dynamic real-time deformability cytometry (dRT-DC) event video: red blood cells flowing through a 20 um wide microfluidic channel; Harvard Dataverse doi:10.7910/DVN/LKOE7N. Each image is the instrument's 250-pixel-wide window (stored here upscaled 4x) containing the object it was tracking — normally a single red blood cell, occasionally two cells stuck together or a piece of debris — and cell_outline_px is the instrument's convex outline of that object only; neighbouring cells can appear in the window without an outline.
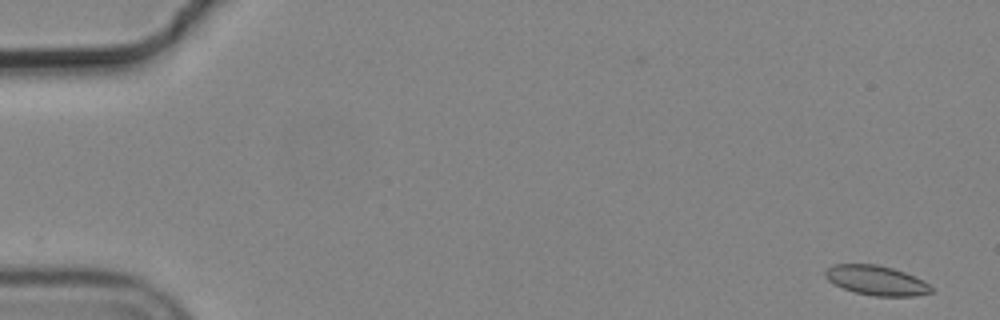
{"species": "common noctule bat (a hibernating species)", "species_latin": "Nyctalus noctula", "temperature_condition": "cold", "stored_images_in_passage": 56, "camera_frame_rate_fps": 3000, "um_per_image_px": 0.085, "animal": {"sex": "male", "body_mass_g": 19.2, "forearm_length_mm": 51.8}, "frame": {"image": 1, "passage_image": 2, "time_ms": 0.333, "image_size_px": [1000, 320], "cell_outline_px": [[932, 292], [912, 296], [872, 296], [856, 292], [844, 288], [828, 280], [824, 276], [824, 272], [832, 264], [876, 264], [892, 268], [904, 272], [928, 284], [932, 288]], "centroid_in_image_um": [74.45, 23.83], "position_along_channel_um": 10.6, "area_um2": 17.98}}
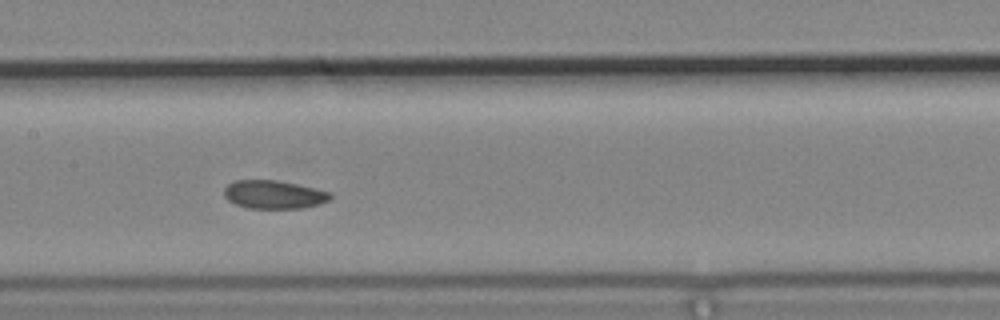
{"frame": {"image": 2, "passage_image": 28, "time_ms": 9.0, "image_size_px": [1000, 320], "cell_outline_px": [[332, 196], [328, 200], [320, 204], [300, 208], [248, 208], [236, 204], [228, 200], [224, 196], [224, 188], [228, 184], [236, 180], [272, 180], [296, 184], [332, 192]], "centroid_in_image_um": [23.27, 16.54], "position_along_channel_um": 184.1, "area_um2": 17.4}}
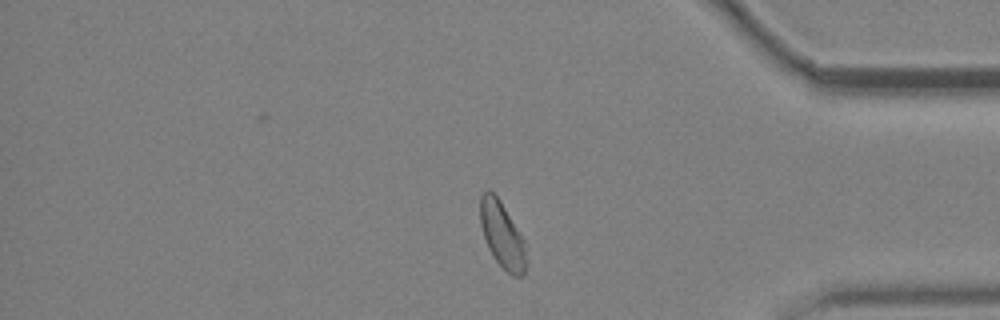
{"frame": {"image": 3, "passage_image": 47, "time_ms": 15.333, "image_size_px": [1000, 320], "cell_outline_px": [[528, 244], [524, 272], [520, 276], [512, 276], [492, 256], [488, 248], [480, 224], [480, 196], [488, 188], [500, 200]], "centroid_in_image_um": [42.7, 19.96], "position_along_channel_um": 392.5, "area_um2": 17.86}, "authors_computed_cell_mechanics": {"area_um2": 18.3804, "velocity_mm_per_s": 3.6537, "shape_relaxation_time_tau1_ms": 10.4226, "shape_relaxation_time_tau2_ms": 5.6827, "deformation_change_tau1": 0.1302, "deformation_change_tau2": 0.0854}}